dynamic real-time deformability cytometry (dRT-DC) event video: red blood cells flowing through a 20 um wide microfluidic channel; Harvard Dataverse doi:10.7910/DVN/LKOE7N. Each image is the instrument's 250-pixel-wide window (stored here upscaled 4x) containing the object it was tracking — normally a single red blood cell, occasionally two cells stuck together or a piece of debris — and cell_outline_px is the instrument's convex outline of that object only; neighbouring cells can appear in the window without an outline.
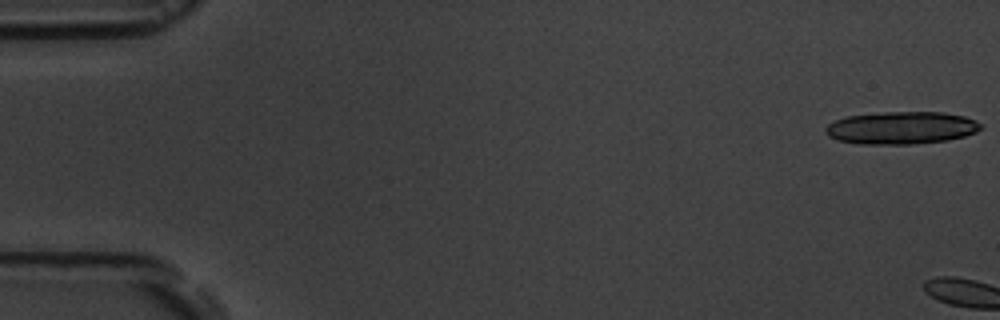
{"species": "common noctule bat (a hibernating species)", "species_latin": "Nyctalus noctula", "temperature_condition": "room temperature", "stored_images_in_passage": 2, "camera_frame_rate_fps": 3000, "um_per_image_px": 0.085, "animal": {"sex": "male", "body_mass_g": 19.5, "forearm_length_mm": 54.6}, "frame": {"image": 1, "passage_image": 1, "time_ms": 0.0, "image_size_px": [1000, 320], "cell_outline_px": [[984, 128], [976, 132], [964, 136], [948, 140], [912, 144], [860, 144], [836, 140], [828, 136], [824, 132], [824, 128], [828, 124], [844, 116], [884, 112], [944, 112], [964, 116], [976, 120]], "centroid_in_image_um": [76.6, 10.86], "position_along_channel_um": 8.4, "area_um2": 29.71}}